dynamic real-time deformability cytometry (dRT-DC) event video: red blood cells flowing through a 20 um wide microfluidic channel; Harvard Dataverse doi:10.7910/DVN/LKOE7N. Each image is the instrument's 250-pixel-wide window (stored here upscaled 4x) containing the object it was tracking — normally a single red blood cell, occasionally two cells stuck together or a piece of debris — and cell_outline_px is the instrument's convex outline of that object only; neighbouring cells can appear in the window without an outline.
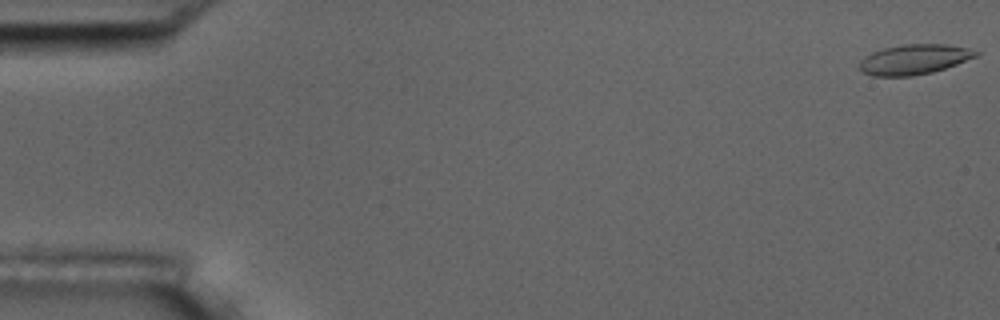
{"species": "common noctule bat (a hibernating species)", "species_latin": "Nyctalus noctula", "temperature_condition": "room temperature", "stored_images_in_passage": 5, "camera_frame_rate_fps": 3000, "um_per_image_px": 0.085, "animal": {"sex": "male", "body_mass_g": 17.5, "forearm_length_mm": 52.3}, "frame": {"image": 1, "passage_image": 1, "time_ms": 0.0, "image_size_px": [1000, 320], "cell_outline_px": [[980, 52], [976, 56], [956, 64], [932, 72], [912, 76], [872, 76], [860, 72], [856, 68], [860, 60], [864, 56], [872, 52], [884, 48], [904, 44], [944, 44], [968, 48]], "centroid_in_image_um": [77.61, 5.06], "position_along_channel_um": 7.4, "area_um2": 20.46}}
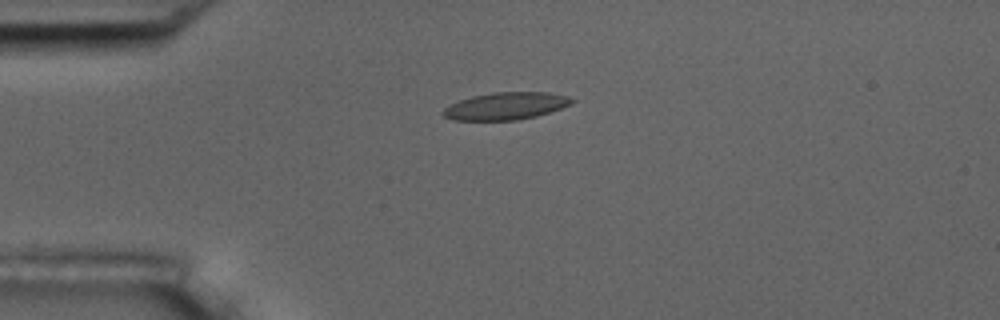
{"frame": {"image": 2, "passage_image": 4, "time_ms": 4.333, "image_size_px": [1000, 320], "cell_outline_px": [[576, 100], [560, 108], [536, 116], [516, 120], [452, 120], [444, 116], [440, 112], [444, 108], [460, 100], [472, 96], [492, 92], [548, 92], [568, 96]], "centroid_in_image_um": [42.96, 9.01], "position_along_channel_um": 42.0, "area_um2": 20.35}}